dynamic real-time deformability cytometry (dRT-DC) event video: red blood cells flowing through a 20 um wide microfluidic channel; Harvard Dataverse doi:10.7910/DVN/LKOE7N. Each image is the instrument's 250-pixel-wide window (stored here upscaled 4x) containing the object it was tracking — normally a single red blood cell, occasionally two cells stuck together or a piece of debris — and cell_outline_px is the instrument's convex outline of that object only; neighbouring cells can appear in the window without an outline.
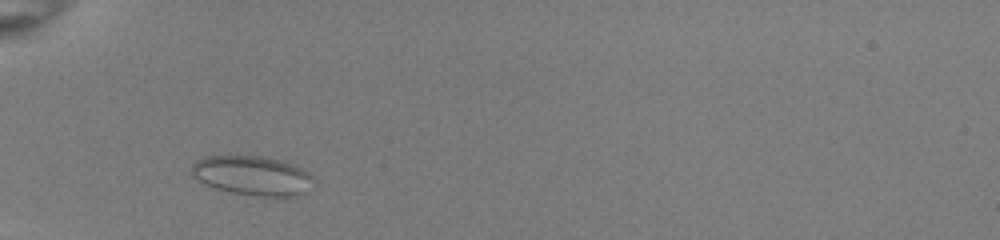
{"species": "common noctule bat (a hibernating species)", "species_latin": "Nyctalus noctula", "temperature_condition": "room temperature", "stored_images_in_passage": 31, "camera_frame_rate_fps": 3000, "um_per_image_px": 0.085, "animal": {"sex": "female", "body_mass_g": 22.0, "forearm_length_mm": 56.7}, "frame": {"image": 1, "passage_image": 3, "time_ms": 0.667, "image_size_px": [1000, 240], "cell_outline_px": [[312, 176], [308, 192], [300, 196], [256, 196], [232, 192], [216, 188], [204, 184], [192, 176], [192, 164], [196, 160], [204, 156], [228, 152], [264, 156], [284, 160], [308, 172]], "centroid_in_image_um": [21.39, 14.87], "position_along_channel_um": 63.6, "area_um2": 28.96}}
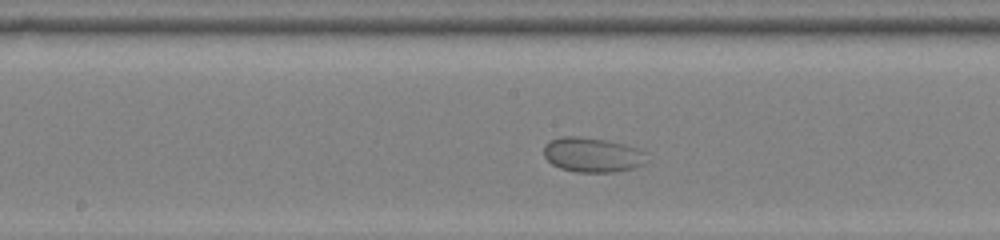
{"frame": {"image": 2, "passage_image": 14, "time_ms": 4.333, "image_size_px": [1000, 240], "cell_outline_px": [[648, 160], [644, 164], [636, 168], [616, 172], [576, 172], [560, 168], [552, 164], [544, 156], [544, 144], [560, 136], [576, 136], [608, 140], [624, 144], [648, 152]], "centroid_in_image_um": [50.4, 13.17], "position_along_channel_um": 197.8, "area_um2": 21.15}}
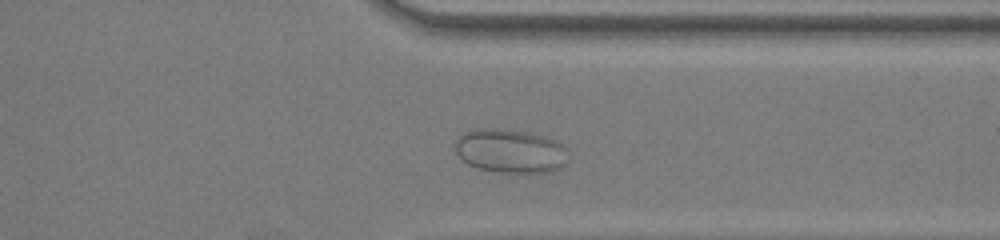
{"frame": {"image": 3, "passage_image": 27, "time_ms": 8.667, "image_size_px": [1000, 240], "cell_outline_px": [[568, 160], [560, 168], [552, 172], [500, 172], [476, 168], [468, 164], [456, 152], [456, 140], [464, 132], [476, 128], [500, 128], [524, 132], [544, 136], [560, 144], [564, 148]], "centroid_in_image_um": [43.35, 12.83], "position_along_channel_um": 368.0, "area_um2": 28.61}}